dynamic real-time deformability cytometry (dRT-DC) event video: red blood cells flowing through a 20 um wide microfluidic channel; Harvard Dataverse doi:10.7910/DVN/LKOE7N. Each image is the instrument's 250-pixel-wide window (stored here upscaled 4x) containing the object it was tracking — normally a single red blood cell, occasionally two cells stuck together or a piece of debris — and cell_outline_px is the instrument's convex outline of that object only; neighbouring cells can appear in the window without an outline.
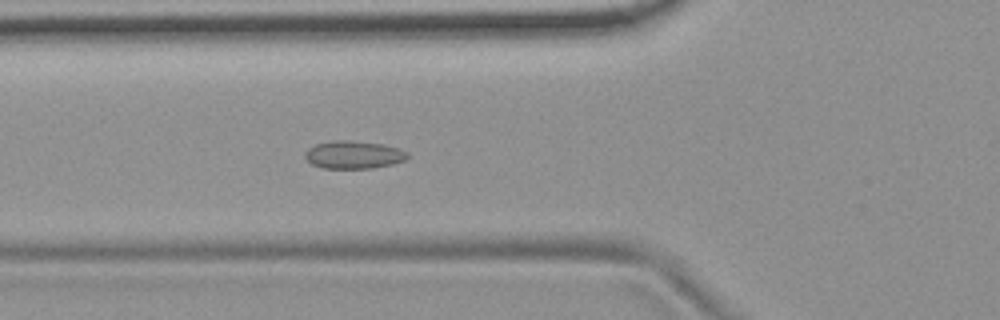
{"species": "common noctule bat (a hibernating species)", "species_latin": "Nyctalus noctula", "temperature_condition": "room temperature", "stored_images_in_passage": 40, "camera_frame_rate_fps": 3000, "um_per_image_px": 0.085, "animal": {"sex": "female", "body_mass_g": 19.9}, "frame": {"image": 1, "passage_image": 5, "time_ms": 1.333, "image_size_px": [1000, 320], "cell_outline_px": [[408, 156], [404, 160], [392, 164], [372, 168], [324, 168], [312, 164], [304, 156], [304, 152], [308, 148], [316, 144], [332, 140], [348, 140], [384, 144], [400, 148], [408, 152]], "centroid_in_image_um": [30.06, 13.14], "position_along_channel_um": 95.7, "area_um2": 16.65}}
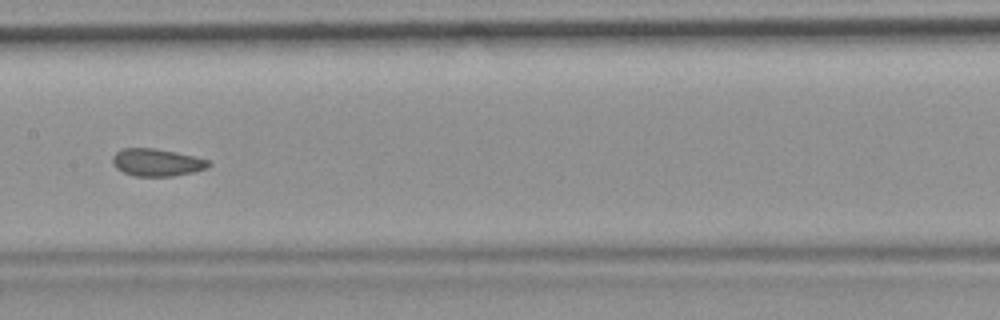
{"frame": {"image": 2, "passage_image": 13, "time_ms": 4.0, "image_size_px": [1000, 320], "cell_outline_px": [[212, 164], [208, 168], [192, 172], [172, 176], [136, 176], [124, 172], [116, 168], [112, 164], [112, 156], [116, 152], [124, 148], [152, 148], [176, 152], [208, 160]], "centroid_in_image_um": [13.31, 13.8], "position_along_channel_um": 194.1, "area_um2": 15.26}}
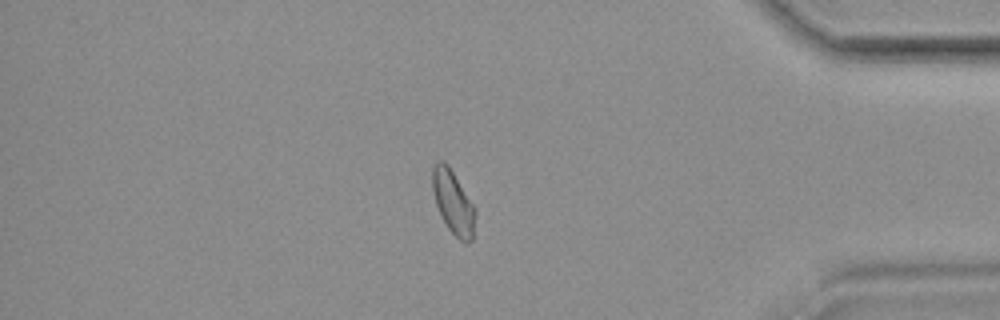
{"frame": {"image": 3, "passage_image": 32, "time_ms": 10.333, "image_size_px": [1000, 320], "cell_outline_px": [[476, 212], [472, 240], [468, 244], [460, 240], [448, 228], [436, 204], [432, 188], [432, 168], [436, 160], [444, 160], [448, 164], [476, 208]], "centroid_in_image_um": [38.52, 17.16], "position_along_channel_um": 396.7, "area_um2": 15.9}, "authors_computed_cell_mechanics": {"area_um2": 15.7216, "velocity_mm_per_s": 3.6844, "shape_relaxation_time_tau1_ms": null, "shape_relaxation_time_tau2_ms": 1.6303, "deformation_change_tau1": null, "deformation_change_tau2": 0.04}}